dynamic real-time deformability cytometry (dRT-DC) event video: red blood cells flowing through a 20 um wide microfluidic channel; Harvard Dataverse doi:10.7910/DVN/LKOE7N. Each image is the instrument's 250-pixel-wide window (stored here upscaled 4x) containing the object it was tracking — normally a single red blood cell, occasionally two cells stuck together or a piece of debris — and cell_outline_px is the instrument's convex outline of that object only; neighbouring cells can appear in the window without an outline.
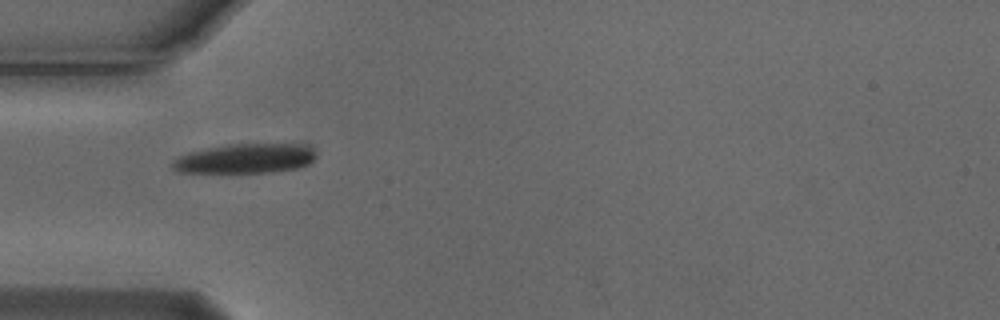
{"species": "Egyptian fruit bat (a non-hibernating species)", "species_latin": "Rousettus aegyptiacus", "temperature_condition": "cold", "stored_images_in_passage": 37, "camera_frame_rate_fps": 3000, "um_per_image_px": 0.085, "animal": {"sex": "male"}, "frame": {"image": 1, "passage_image": 1, "time_ms": 0.0, "image_size_px": [1000, 320], "cell_outline_px": [[316, 156], [308, 164], [296, 168], [272, 172], [180, 172], [172, 168], [172, 160], [188, 152], [228, 144], [300, 144], [312, 148]], "centroid_in_image_um": [20.83, 13.47], "position_along_channel_um": 64.2, "area_um2": 24.51}}
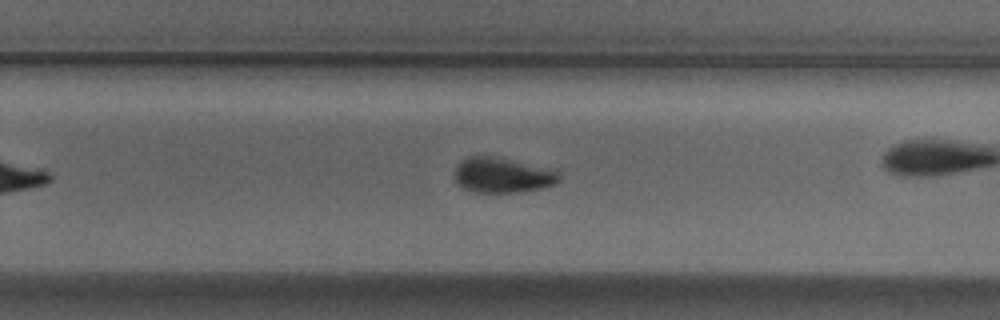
{"frame": {"image": 2, "passage_image": 16, "time_ms": 5.0, "image_size_px": [1000, 320], "cell_outline_px": [[560, 180], [556, 184], [544, 188], [520, 192], [476, 192], [464, 188], [452, 176], [456, 164], [460, 160], [468, 156], [492, 156], [556, 168], [560, 172]], "centroid_in_image_um": [42.76, 14.87], "position_along_channel_um": 287.0, "area_um2": 22.02}}
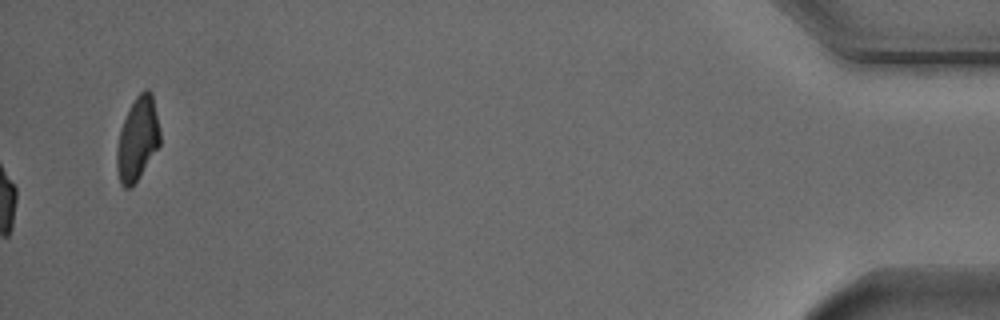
{"frame": {"image": 3, "passage_image": 37, "time_ms": 12.0, "image_size_px": [1000, 320], "cell_outline_px": [[160, 144], [140, 176], [128, 188], [124, 188], [120, 184], [116, 168], [116, 148], [120, 128], [128, 108], [136, 96], [144, 88], [148, 88], [152, 92], [160, 132]], "centroid_in_image_um": [11.67, 11.78], "position_along_channel_um": 423.5, "area_um2": 21.15}, "authors_computed_cell_mechanics": {"area_um2": 20.8658, "velocity_mm_per_s": 3.7272, "shape_relaxation_time_tau1_ms": 2.9278, "shape_relaxation_time_tau2_ms": null, "deformation_change_tau1": 0.0807, "deformation_change_tau2": null}}